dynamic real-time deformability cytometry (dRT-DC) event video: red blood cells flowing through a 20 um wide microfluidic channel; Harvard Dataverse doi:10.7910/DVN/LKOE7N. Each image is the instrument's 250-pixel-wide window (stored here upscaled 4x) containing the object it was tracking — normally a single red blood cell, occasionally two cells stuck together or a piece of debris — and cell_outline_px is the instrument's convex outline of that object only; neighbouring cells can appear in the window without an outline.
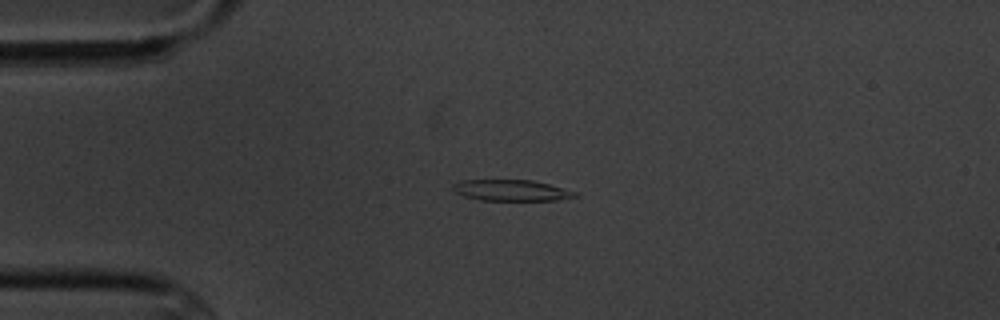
{"species": "common noctule bat (a hibernating species)", "species_latin": "Nyctalus noctula", "temperature_condition": "cold", "stored_images_in_passage": 5, "camera_frame_rate_fps": 3000, "um_per_image_px": 0.085, "animal": {"sex": "male", "body_mass_g": 20.1, "forearm_length_mm": 53.5}, "frame": {"image": 1, "passage_image": 3, "time_ms": 2.333, "image_size_px": [1000, 320], "cell_outline_px": [[580, 196], [556, 200], [480, 200], [464, 196], [456, 192], [452, 188], [452, 184], [464, 180], [532, 180], [548, 184], [576, 192]], "centroid_in_image_um": [43.46, 16.18], "position_along_channel_um": 41.5, "area_um2": 14.85}}